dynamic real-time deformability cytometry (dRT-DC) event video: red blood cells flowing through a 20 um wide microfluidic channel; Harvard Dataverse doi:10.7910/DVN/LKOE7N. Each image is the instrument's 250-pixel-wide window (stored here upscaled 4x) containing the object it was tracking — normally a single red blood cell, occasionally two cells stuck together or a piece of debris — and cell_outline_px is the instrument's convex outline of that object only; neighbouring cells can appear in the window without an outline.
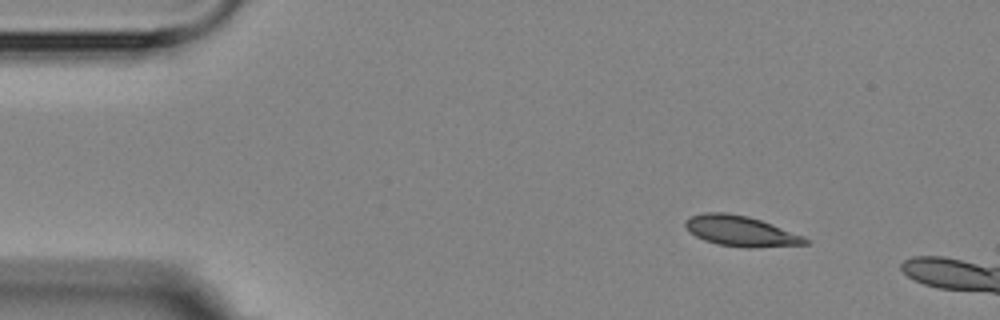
{"species": "Egyptian fruit bat (a non-hibernating species)", "species_latin": "Rousettus aegyptiacus", "temperature_condition": "room temperature", "stored_images_in_passage": 3, "camera_frame_rate_fps": 3000, "um_per_image_px": 0.085, "animal": {"sex": "female"}, "frame": {"image": 1, "passage_image": 1, "time_ms": 0.0, "image_size_px": [1000, 320], "cell_outline_px": [[812, 240], [808, 244], [752, 248], [748, 248], [716, 244], [704, 240], [688, 232], [684, 224], [684, 220], [692, 216], [708, 212], [724, 212], [748, 216], [772, 224], [804, 236]], "centroid_in_image_um": [62.97, 19.65], "position_along_channel_um": 22.0, "area_um2": 21.39}}